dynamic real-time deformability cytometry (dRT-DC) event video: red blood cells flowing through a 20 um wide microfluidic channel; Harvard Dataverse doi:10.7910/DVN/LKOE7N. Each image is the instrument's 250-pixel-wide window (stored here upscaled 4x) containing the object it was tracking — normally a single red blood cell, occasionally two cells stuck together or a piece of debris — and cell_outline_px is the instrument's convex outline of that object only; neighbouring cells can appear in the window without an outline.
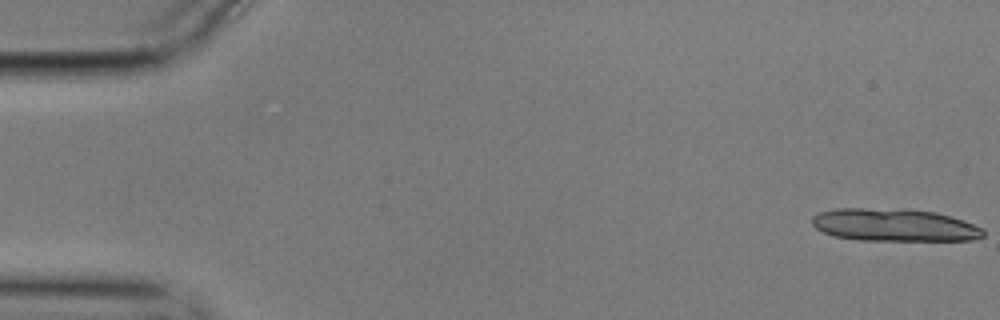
{"species": "common noctule bat (a hibernating species)", "species_latin": "Nyctalus noctula", "temperature_condition": "cold", "stored_images_in_passage": 3, "camera_frame_rate_fps": 3000, "um_per_image_px": 0.085, "animal": {"sex": "male", "body_mass_g": 17.9}, "frame": {"image": 1, "passage_image": 1, "time_ms": 0.0, "image_size_px": [1000, 320], "cell_outline_px": [[984, 236], [972, 240], [860, 240], [832, 236], [816, 228], [812, 224], [812, 216], [820, 212], [836, 208], [904, 208], [936, 212], [952, 216], [972, 224], [980, 228], [984, 232]], "centroid_in_image_um": [75.98, 19.11], "position_along_channel_um": 9.0, "area_um2": 32.71}}